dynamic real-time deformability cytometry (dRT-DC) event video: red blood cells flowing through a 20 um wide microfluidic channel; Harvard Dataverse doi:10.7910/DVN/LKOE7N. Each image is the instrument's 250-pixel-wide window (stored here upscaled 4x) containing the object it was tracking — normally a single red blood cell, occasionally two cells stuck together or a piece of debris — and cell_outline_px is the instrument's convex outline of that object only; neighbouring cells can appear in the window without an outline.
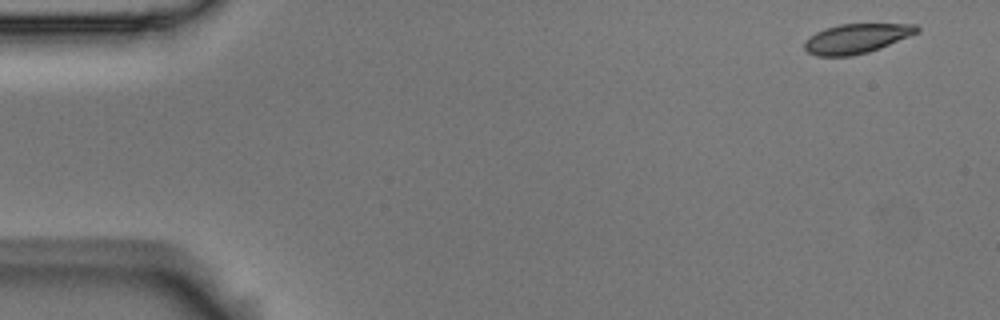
{"species": "Egyptian fruit bat (a non-hibernating species)", "species_latin": "Rousettus aegyptiacus", "temperature_condition": "room temperature", "stored_images_in_passage": 8, "camera_frame_rate_fps": 3000, "um_per_image_px": 0.085, "animal": {"sex": "male"}, "frame": {"image": 1, "passage_image": 1, "time_ms": 0.0, "image_size_px": [1000, 320], "cell_outline_px": [[920, 32], [880, 48], [868, 52], [852, 56], [816, 56], [808, 52], [804, 48], [804, 40], [816, 32], [824, 28], [840, 24], [916, 24], [920, 28]], "centroid_in_image_um": [72.8, 3.27], "position_along_channel_um": 12.2, "area_um2": 19.48}}
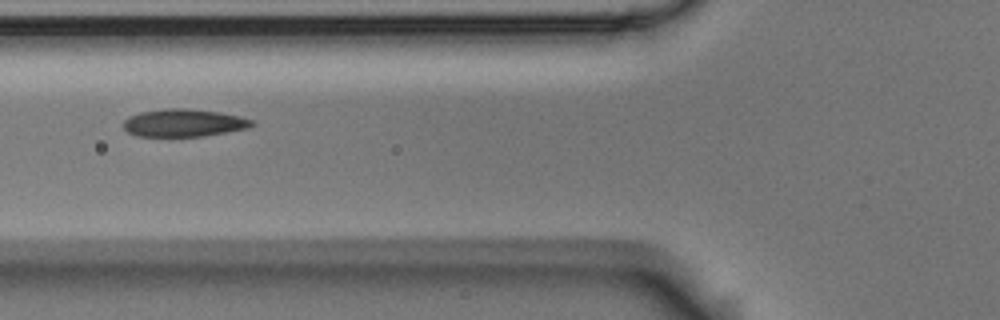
{"frame": {"image": 2, "passage_image": 6, "time_ms": 1.667, "image_size_px": [1000, 320], "cell_outline_px": [[256, 124], [248, 128], [204, 136], [136, 136], [128, 132], [124, 128], [124, 120], [128, 116], [140, 112], [168, 108], [184, 108], [220, 112], [240, 116], [252, 120]], "centroid_in_image_um": [15.62, 10.44], "position_along_channel_um": 110.2, "area_um2": 20.69}}
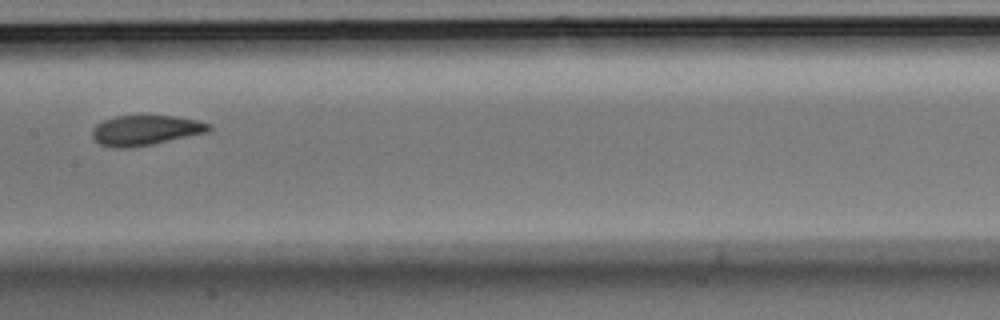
{"frame": {"image": 3, "passage_image": 8, "time_ms": 2.333, "image_size_px": [1000, 320], "cell_outline_px": [[212, 128], [208, 132], [152, 144], [128, 148], [112, 148], [100, 144], [92, 136], [92, 132], [96, 124], [104, 120], [116, 116], [172, 116], [196, 120], [212, 124]], "centroid_in_image_um": [12.37, 11.08], "position_along_channel_um": 195.0, "area_um2": 20.29}}